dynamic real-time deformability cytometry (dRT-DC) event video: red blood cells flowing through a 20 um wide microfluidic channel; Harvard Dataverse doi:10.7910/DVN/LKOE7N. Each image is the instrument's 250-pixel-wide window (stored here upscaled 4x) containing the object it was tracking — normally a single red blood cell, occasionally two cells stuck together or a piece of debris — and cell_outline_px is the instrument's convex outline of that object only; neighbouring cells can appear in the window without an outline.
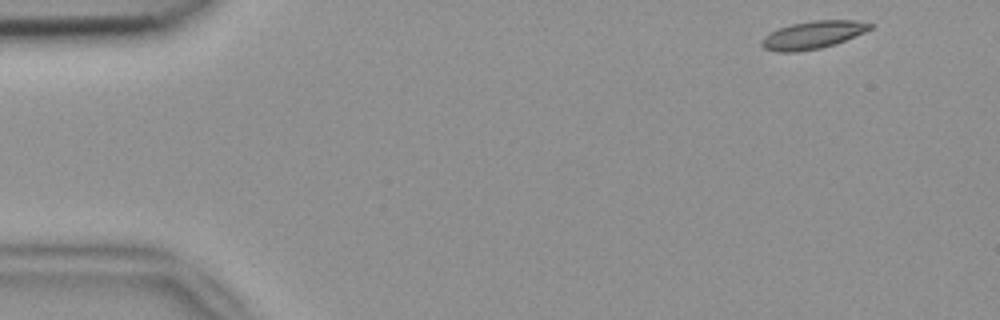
{"species": "common noctule bat (a hibernating species)", "species_latin": "Nyctalus noctula", "temperature_condition": "room temperature", "stored_images_in_passage": 50, "camera_frame_rate_fps": 3000, "um_per_image_px": 0.085, "animal": {"sex": "female", "body_mass_g": 18.4}, "frame": {"image": 1, "passage_image": 1, "time_ms": 0.0, "image_size_px": [1000, 320], "cell_outline_px": [[876, 24], [872, 28], [864, 32], [844, 40], [820, 48], [796, 52], [776, 52], [764, 48], [760, 44], [760, 40], [764, 36], [780, 28], [792, 24], [812, 20], [856, 20]], "centroid_in_image_um": [69.09, 2.96], "position_along_channel_um": 15.9, "area_um2": 17.4}}
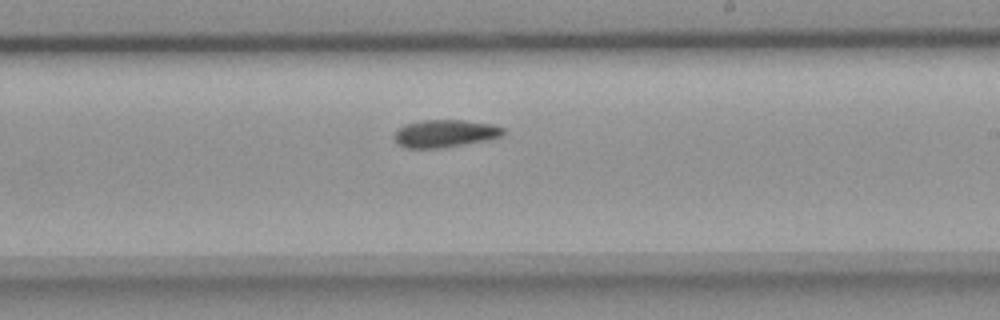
{"frame": {"image": 2, "passage_image": 28, "time_ms": 9.0, "image_size_px": [1000, 320], "cell_outline_px": [[508, 132], [504, 136], [488, 140], [440, 148], [404, 148], [396, 144], [396, 128], [404, 124], [420, 120], [464, 120], [492, 124], [504, 128]], "centroid_in_image_um": [37.85, 11.34], "position_along_channel_um": 251.1, "area_um2": 17.8}}
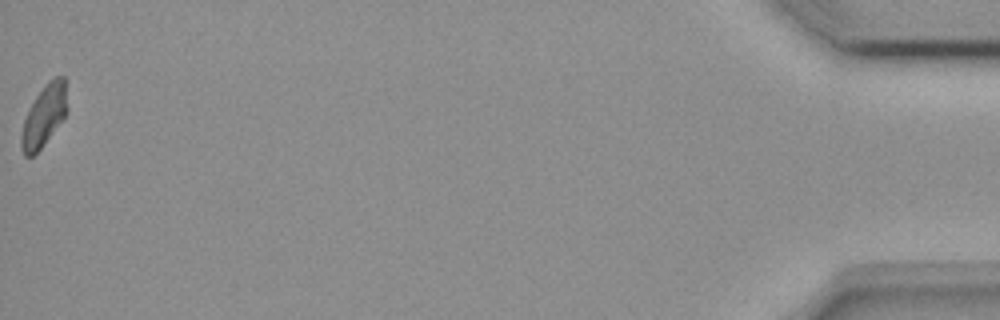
{"frame": {"image": 3, "passage_image": 50, "time_ms": 16.333, "image_size_px": [1000, 320], "cell_outline_px": [[68, 112], [40, 148], [32, 156], [24, 156], [20, 148], [20, 136], [24, 120], [28, 108], [36, 96], [48, 80], [56, 76], [64, 76], [68, 108]], "centroid_in_image_um": [3.73, 9.82], "position_along_channel_um": 431.5, "area_um2": 16.42}, "authors_computed_cell_mechanics": {"area_um2": 17.5134, "velocity_mm_per_s": 3.7974, "shape_relaxation_time_tau1_ms": 10.0801, "shape_relaxation_time_tau2_ms": null, "deformation_change_tau1": 0.176, "deformation_change_tau2": null}}